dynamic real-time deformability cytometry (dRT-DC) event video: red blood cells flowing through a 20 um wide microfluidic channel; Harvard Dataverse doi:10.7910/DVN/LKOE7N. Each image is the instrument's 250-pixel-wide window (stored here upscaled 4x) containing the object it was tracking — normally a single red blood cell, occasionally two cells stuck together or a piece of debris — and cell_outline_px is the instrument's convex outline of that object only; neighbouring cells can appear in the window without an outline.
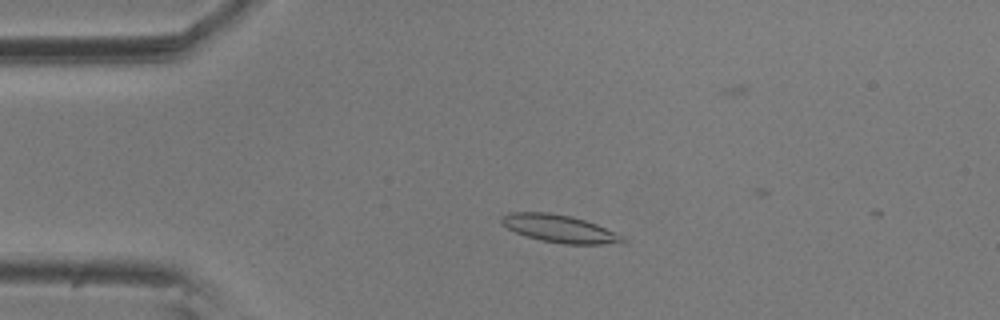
{"species": "common noctule bat (a hibernating species)", "species_latin": "Nyctalus noctula", "temperature_condition": "room temperature", "stored_images_in_passage": 5, "camera_frame_rate_fps": 3000, "um_per_image_px": 0.085, "animal": {"sex": "male", "body_mass_g": 20.5, "forearm_length_mm": 52.5}, "frame": {"image": 1, "passage_image": 4, "time_ms": 1.0, "image_size_px": [1000, 320], "cell_outline_px": [[628, 240], [624, 244], [564, 244], [540, 240], [516, 232], [500, 224], [500, 216], [508, 212], [548, 212], [572, 216], [596, 224], [624, 236]], "centroid_in_image_um": [47.58, 19.44], "position_along_channel_um": 37.4, "area_um2": 19.71}}